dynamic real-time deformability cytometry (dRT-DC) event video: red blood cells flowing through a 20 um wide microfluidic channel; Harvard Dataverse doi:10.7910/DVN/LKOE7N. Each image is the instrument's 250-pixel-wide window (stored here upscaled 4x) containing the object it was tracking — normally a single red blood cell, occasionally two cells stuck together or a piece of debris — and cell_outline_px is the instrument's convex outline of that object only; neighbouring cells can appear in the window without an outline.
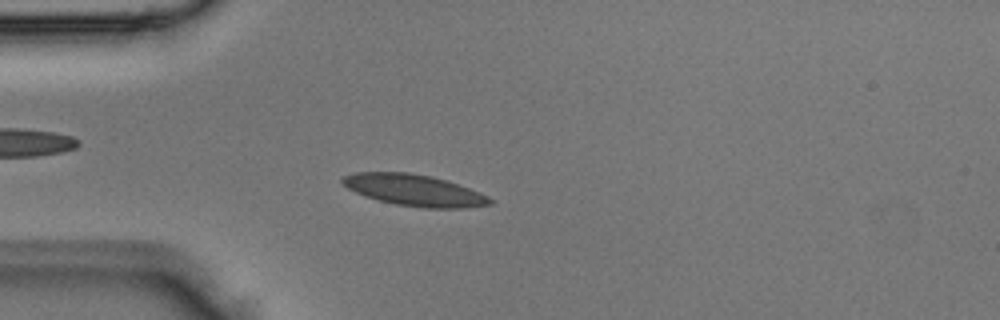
{"species": "Egyptian fruit bat (a non-hibernating species)", "species_latin": "Rousettus aegyptiacus", "temperature_condition": "room temperature", "stored_images_in_passage": 3, "camera_frame_rate_fps": 3000, "um_per_image_px": 0.085, "animal": {"sex": "male"}, "frame": {"image": 1, "passage_image": 3, "time_ms": 0.667, "image_size_px": [1000, 320], "cell_outline_px": [[492, 204], [468, 208], [424, 208], [396, 204], [364, 196], [348, 188], [340, 180], [344, 176], [356, 172], [408, 172], [432, 176], [480, 192], [488, 196], [492, 200]], "centroid_in_image_um": [35.22, 16.17], "position_along_channel_um": 49.8, "area_um2": 26.82}}